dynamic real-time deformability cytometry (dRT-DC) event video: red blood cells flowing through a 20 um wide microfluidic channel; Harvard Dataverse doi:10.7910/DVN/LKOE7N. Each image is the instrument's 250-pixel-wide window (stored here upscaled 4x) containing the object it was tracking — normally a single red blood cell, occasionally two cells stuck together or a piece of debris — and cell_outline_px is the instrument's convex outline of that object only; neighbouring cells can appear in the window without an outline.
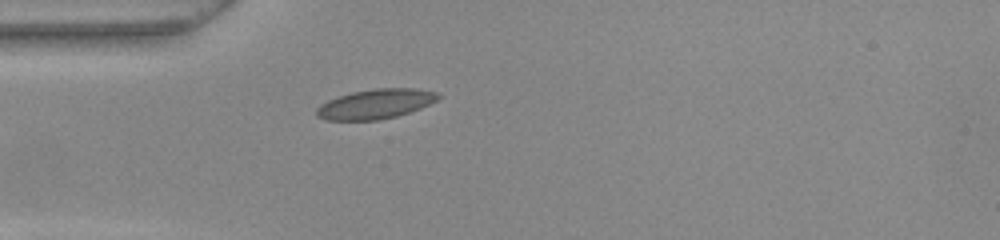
{"species": "common noctule bat (a hibernating species)", "species_latin": "Nyctalus noctula", "temperature_condition": "warm", "stored_images_in_passage": 38, "camera_frame_rate_fps": 3000, "um_per_image_px": 0.085, "animal": {"sex": "female", "body_mass_g": 22.0, "forearm_length_mm": 56.7}, "frame": {"image": 1, "passage_image": 1, "time_ms": 0.0, "image_size_px": [1000, 240], "cell_outline_px": [[440, 96], [436, 100], [420, 108], [396, 116], [380, 120], [324, 120], [316, 116], [316, 108], [320, 104], [328, 100], [352, 92], [376, 88], [416, 88], [436, 92]], "centroid_in_image_um": [31.88, 8.84], "position_along_channel_um": 53.1, "area_um2": 20.92}}
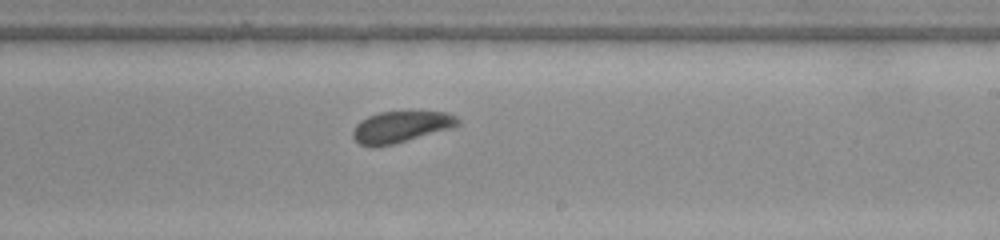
{"frame": {"image": 2, "passage_image": 17, "time_ms": 5.333, "image_size_px": [1000, 240], "cell_outline_px": [[460, 124], [456, 128], [392, 144], [360, 144], [352, 136], [352, 132], [356, 124], [360, 120], [368, 116], [380, 112], [448, 112], [456, 116], [460, 120]], "centroid_in_image_um": [34.16, 10.75], "position_along_channel_um": 254.8, "area_um2": 18.96}}
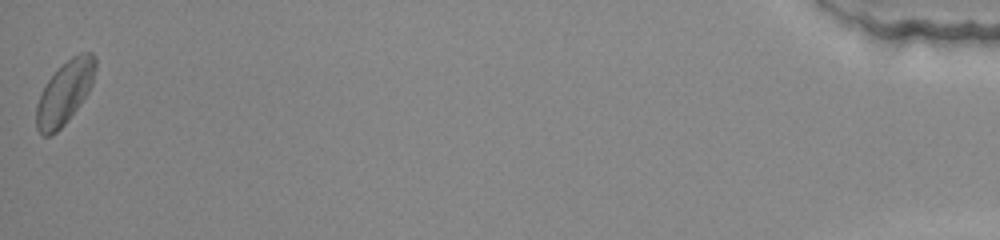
{"frame": {"image": 3, "passage_image": 38, "time_ms": 12.333, "image_size_px": [1000, 240], "cell_outline_px": [[96, 68], [92, 84], [88, 92], [80, 104], [68, 120], [52, 136], [44, 136], [36, 128], [36, 104], [48, 80], [72, 56], [80, 52], [92, 52], [96, 56]], "centroid_in_image_um": [5.52, 7.88], "position_along_channel_um": 429.7, "area_um2": 21.44}, "authors_computed_cell_mechanics": {"area_um2": 19.5364, "velocity_mm_per_s": 3.9244, "shape_relaxation_time_tau1_ms": 2.4349, "shape_relaxation_time_tau2_ms": 2.9558, "deformation_change_tau1": 0.067, "deformation_change_tau2": 0.073}}